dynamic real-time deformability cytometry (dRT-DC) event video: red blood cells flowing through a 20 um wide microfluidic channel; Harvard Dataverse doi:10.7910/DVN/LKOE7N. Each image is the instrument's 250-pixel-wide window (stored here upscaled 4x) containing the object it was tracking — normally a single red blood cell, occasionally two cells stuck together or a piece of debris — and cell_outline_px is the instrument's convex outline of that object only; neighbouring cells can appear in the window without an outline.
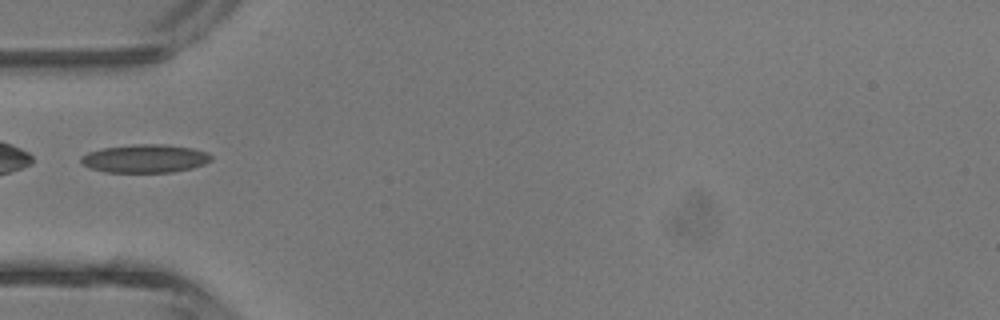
{"species": "common noctule bat (a hibernating species)", "species_latin": "Nyctalus noctula", "temperature_condition": "room temperature", "stored_images_in_passage": 3, "camera_frame_rate_fps": 3000, "um_per_image_px": 0.085, "animal": {"sex": "male", "body_mass_g": 13.3}, "frame": {"image": 1, "passage_image": 3, "time_ms": 2.333, "image_size_px": [1000, 320], "cell_outline_px": [[212, 160], [204, 164], [192, 168], [172, 172], [104, 172], [88, 168], [80, 164], [80, 156], [88, 152], [104, 148], [132, 144], [164, 144], [192, 148], [208, 152], [212, 156]], "centroid_in_image_um": [12.3, 13.48], "position_along_channel_um": 72.7, "area_um2": 21.68}}